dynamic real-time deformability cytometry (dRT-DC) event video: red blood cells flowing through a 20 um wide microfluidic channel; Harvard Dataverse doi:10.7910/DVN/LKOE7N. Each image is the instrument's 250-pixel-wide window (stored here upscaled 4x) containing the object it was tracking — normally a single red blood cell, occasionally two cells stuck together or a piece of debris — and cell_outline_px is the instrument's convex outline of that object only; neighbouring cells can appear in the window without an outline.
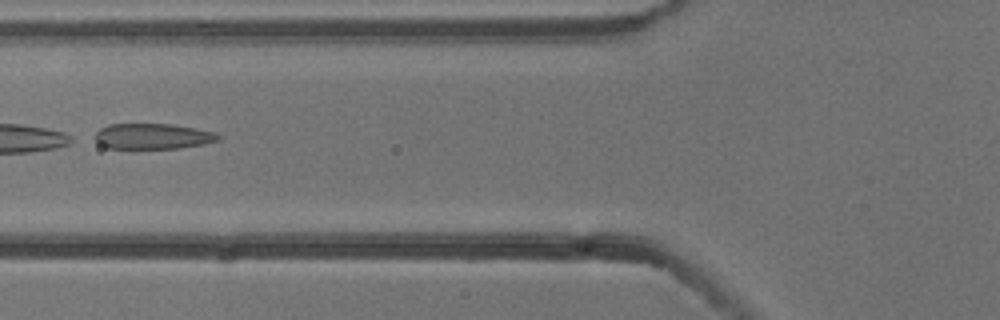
{"species": "common noctule bat (a hibernating species)", "species_latin": "Nyctalus noctula", "temperature_condition": "cold", "stored_images_in_passage": 5, "camera_frame_rate_fps": 3000, "um_per_image_px": 0.085, "animal": {"sex": "male", "body_mass_g": 13.3}, "frame": {"image": 1, "passage_image": 5, "time_ms": 1.333, "image_size_px": [1000, 320], "cell_outline_px": [[220, 140], [204, 144], [180, 148], [108, 148], [100, 144], [96, 140], [96, 132], [100, 128], [108, 124], [172, 124], [212, 132], [220, 136]], "centroid_in_image_um": [12.97, 11.58], "position_along_channel_um": 112.8, "area_um2": 18.15}}